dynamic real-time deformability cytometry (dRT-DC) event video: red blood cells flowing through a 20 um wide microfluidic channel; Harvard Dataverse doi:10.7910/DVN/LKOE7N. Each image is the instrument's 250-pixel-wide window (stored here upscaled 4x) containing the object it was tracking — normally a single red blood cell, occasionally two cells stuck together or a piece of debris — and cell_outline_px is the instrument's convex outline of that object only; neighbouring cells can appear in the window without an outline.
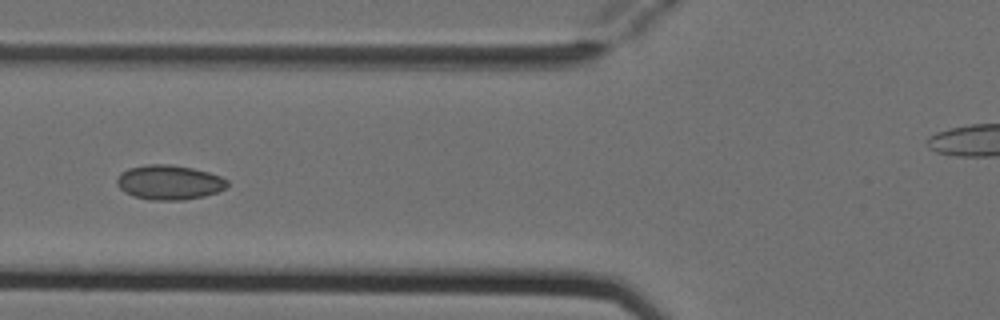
{"species": "Egyptian fruit bat (a non-hibernating species)", "species_latin": "Rousettus aegyptiacus", "temperature_condition": "cold", "stored_images_in_passage": 8, "camera_frame_rate_fps": 3000, "um_per_image_px": 0.085, "animal": {"sex": "female"}, "frame": {"image": 1, "passage_image": 5, "time_ms": 1.333, "image_size_px": [1000, 320], "cell_outline_px": [[228, 184], [224, 188], [216, 192], [204, 196], [184, 200], [148, 200], [132, 196], [124, 192], [116, 184], [116, 180], [120, 172], [128, 168], [148, 164], [168, 164], [192, 168], [208, 172], [220, 176], [228, 180]], "centroid_in_image_um": [14.34, 15.5], "position_along_channel_um": 111.5, "area_um2": 22.37}}
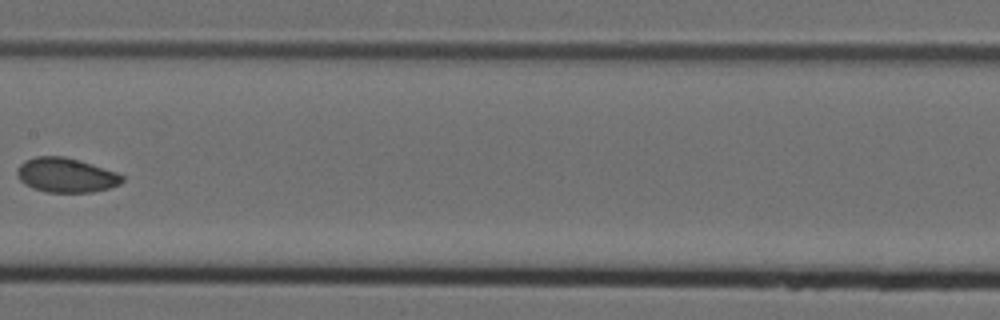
{"frame": {"image": 2, "passage_image": 7, "time_ms": 2.0, "image_size_px": [1000, 320], "cell_outline_px": [[124, 180], [120, 184], [108, 188], [92, 192], [48, 192], [32, 188], [24, 184], [20, 180], [16, 172], [16, 168], [24, 160], [36, 156], [64, 156], [80, 160], [116, 172], [124, 176]], "centroid_in_image_um": [5.59, 14.88], "position_along_channel_um": 201.8, "area_um2": 21.21}}
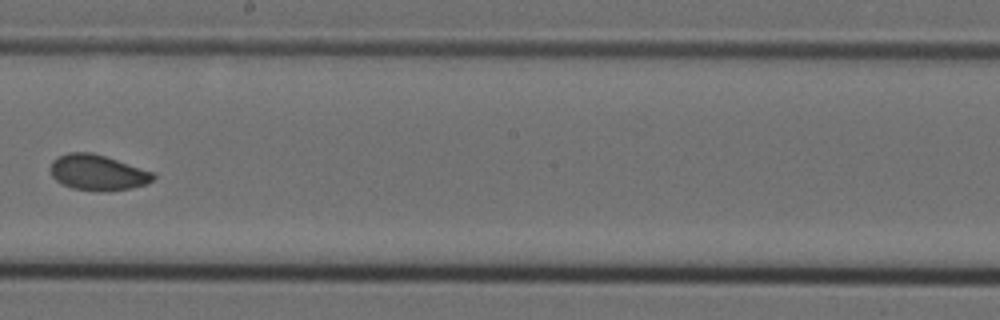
{"frame": {"image": 3, "passage_image": 8, "time_ms": 2.333, "image_size_px": [1000, 320], "cell_outline_px": [[156, 176], [152, 180], [144, 184], [128, 188], [100, 192], [96, 192], [72, 188], [56, 180], [52, 176], [52, 160], [68, 152], [92, 152], [152, 172]], "centroid_in_image_um": [8.27, 14.67], "position_along_channel_um": 239.9, "area_um2": 20.87}}